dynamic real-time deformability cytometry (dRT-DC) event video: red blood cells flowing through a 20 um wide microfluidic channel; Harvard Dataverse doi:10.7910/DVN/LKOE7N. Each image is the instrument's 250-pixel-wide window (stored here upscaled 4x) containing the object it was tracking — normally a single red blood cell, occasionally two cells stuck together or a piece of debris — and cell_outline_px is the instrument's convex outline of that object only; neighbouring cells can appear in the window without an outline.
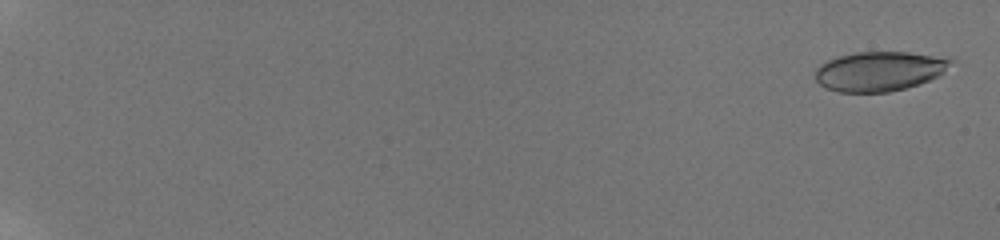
{"species": "human", "species_latin": "Homo sapiens", "temperature_condition": "room temperature", "stored_images_in_passage": 58, "camera_frame_rate_fps": 3000, "um_per_image_px": 0.085, "donor": {"sex": "male"}, "frame": {"image": 1, "passage_image": 2, "time_ms": 0.333, "image_size_px": [1000, 240], "cell_outline_px": [[956, 60], [944, 72], [920, 84], [888, 92], [840, 92], [824, 88], [816, 80], [816, 68], [820, 64], [828, 60], [840, 56], [856, 52], [908, 52], [952, 56]], "centroid_in_image_um": [74.82, 6.04], "position_along_channel_um": 10.2, "area_um2": 31.62}}
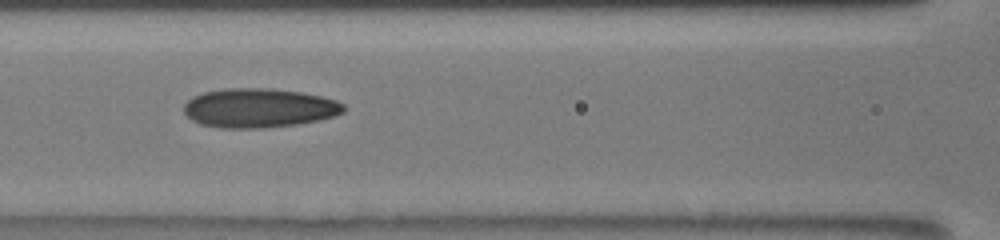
{"frame": {"image": 2, "passage_image": 31, "time_ms": 10.0, "image_size_px": [1000, 240], "cell_outline_px": [[344, 112], [320, 120], [296, 124], [260, 128], [224, 128], [200, 124], [192, 120], [184, 112], [184, 104], [192, 96], [204, 92], [224, 88], [272, 88], [300, 92], [320, 96], [336, 100], [344, 104]], "centroid_in_image_um": [22.0, 9.17], "position_along_channel_um": 144.6, "area_um2": 36.47}}
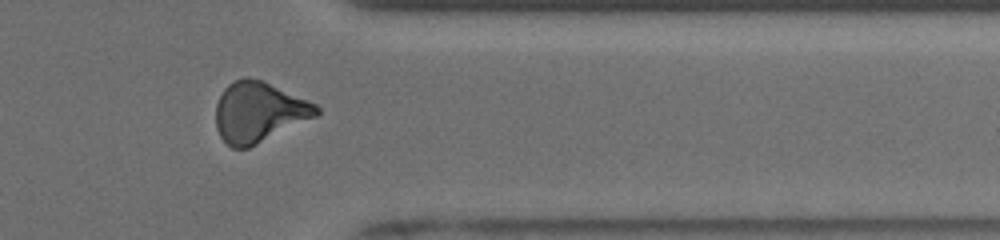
{"frame": {"image": 3, "passage_image": 50, "time_ms": 16.333, "image_size_px": [1000, 240], "cell_outline_px": [[320, 112], [316, 116], [248, 148], [232, 148], [220, 136], [216, 128], [216, 104], [224, 88], [228, 84], [244, 76], [248, 76], [260, 80], [316, 104], [320, 108]], "centroid_in_image_um": [21.97, 9.53], "position_along_channel_um": 389.4, "area_um2": 34.85}, "authors_computed_cell_mechanics": {"area_um2": 33.813, "velocity_mm_per_s": 3.9078, "shape_relaxation_time_tau1_ms": null, "shape_relaxation_time_tau2_ms": 2.6342, "deformation_change_tau1": null, "deformation_change_tau2": 0.1057}}